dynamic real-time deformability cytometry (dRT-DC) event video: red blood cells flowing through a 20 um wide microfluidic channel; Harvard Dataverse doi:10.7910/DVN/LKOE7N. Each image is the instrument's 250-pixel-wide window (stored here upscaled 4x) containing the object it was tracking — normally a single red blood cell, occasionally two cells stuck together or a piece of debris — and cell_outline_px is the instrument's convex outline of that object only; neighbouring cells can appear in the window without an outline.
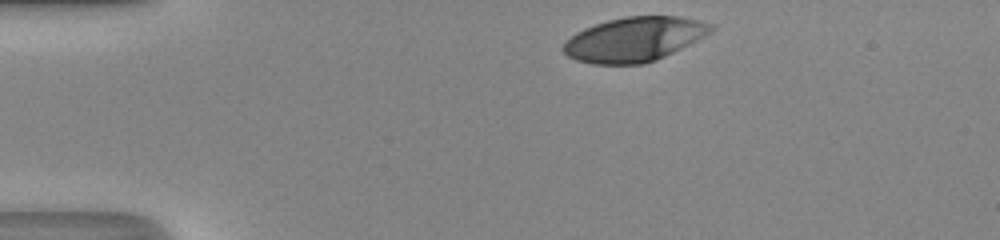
{"species": "human", "species_latin": "Homo sapiens", "temperature_condition": "room temperature", "stored_images_in_passage": 31, "camera_frame_rate_fps": 3000, "um_per_image_px": 0.085, "donor": {"sex": "male"}, "frame": {"image": 1, "passage_image": 1, "time_ms": 0.0, "image_size_px": [1000, 240], "cell_outline_px": [[716, 28], [704, 36], [656, 60], [644, 64], [592, 64], [576, 60], [568, 56], [560, 48], [576, 32], [584, 28], [608, 20], [624, 16], [680, 16], [700, 20], [712, 24]], "centroid_in_image_um": [53.91, 3.33], "position_along_channel_um": 31.1, "area_um2": 38.03}}
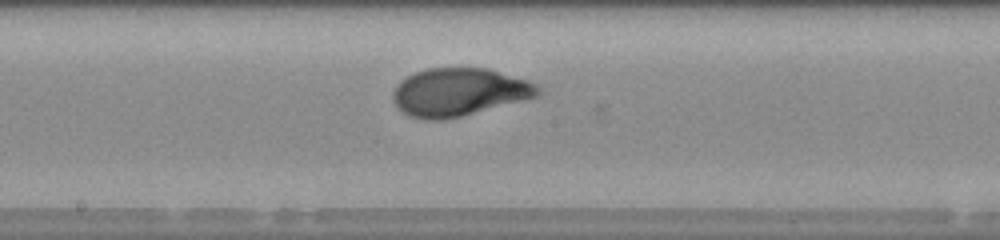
{"frame": {"image": 2, "passage_image": 18, "time_ms": 5.667, "image_size_px": [1000, 240], "cell_outline_px": [[544, 92], [540, 96], [528, 100], [444, 120], [424, 120], [408, 116], [396, 108], [392, 100], [392, 92], [396, 84], [400, 80], [416, 72], [428, 68], [488, 68], [528, 80], [536, 84]], "centroid_in_image_um": [39.03, 7.84], "position_along_channel_um": 209.2, "area_um2": 41.21}}
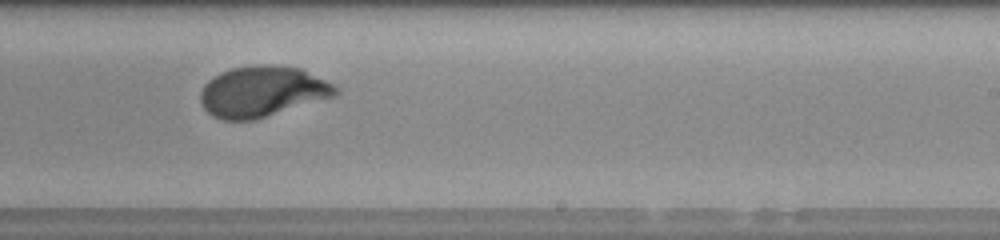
{"frame": {"image": 3, "passage_image": 22, "time_ms": 7.0, "image_size_px": [1000, 240], "cell_outline_px": [[340, 92], [332, 96], [252, 120], [220, 120], [212, 116], [204, 108], [200, 100], [200, 92], [204, 84], [212, 76], [220, 72], [232, 68], [252, 64], [268, 64], [300, 68], [332, 84]], "centroid_in_image_um": [22.2, 7.76], "position_along_channel_um": 266.8, "area_um2": 39.54}, "authors_computed_cell_mechanics": {"area_um2": 40.1132, "velocity_mm_per_s": 4.3277, "shape_relaxation_time_tau1_ms": 4.3261, "shape_relaxation_time_tau2_ms": null, "deformation_change_tau1": 0.2341, "deformation_change_tau2": null}}